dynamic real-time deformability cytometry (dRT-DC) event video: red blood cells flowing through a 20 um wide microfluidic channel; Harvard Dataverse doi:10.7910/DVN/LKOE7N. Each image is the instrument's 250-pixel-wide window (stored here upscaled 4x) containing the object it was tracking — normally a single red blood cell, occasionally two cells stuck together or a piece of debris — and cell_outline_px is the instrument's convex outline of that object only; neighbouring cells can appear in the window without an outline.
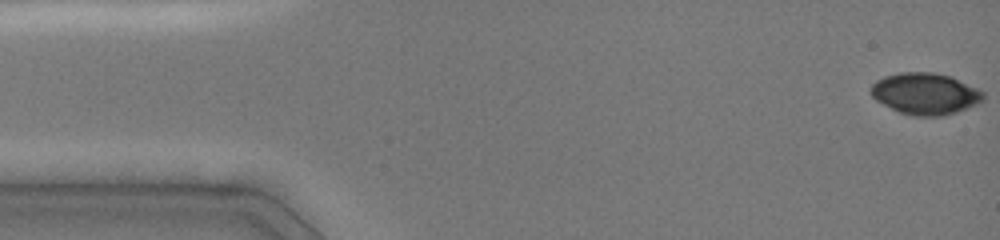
{"species": "common noctule bat (a hibernating species)", "species_latin": "Nyctalus noctula", "temperature_condition": "cold", "stored_images_in_passage": 13, "camera_frame_rate_fps": 3000, "um_per_image_px": 0.085, "animal": {"sex": "female", "body_mass_g": 19.0, "forearm_length_mm": 51.5}, "frame": {"image": 1, "passage_image": 1, "time_ms": 0.0, "image_size_px": [1000, 240], "cell_outline_px": [[984, 100], [976, 104], [956, 112], [944, 116], [912, 116], [900, 112], [876, 100], [868, 92], [868, 88], [876, 80], [884, 76], [900, 72], [932, 72], [952, 76], [984, 92]], "centroid_in_image_um": [78.62, 7.95], "position_along_channel_um": 6.4, "area_um2": 27.34}}
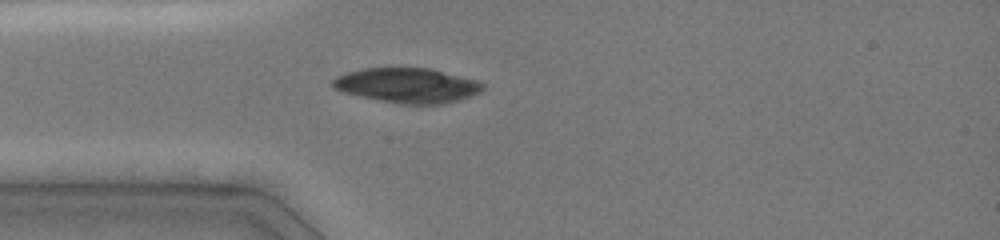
{"frame": {"image": 2, "passage_image": 9, "time_ms": 4.0, "image_size_px": [1000, 240], "cell_outline_px": [[484, 88], [480, 92], [472, 96], [444, 104], [400, 104], [360, 96], [344, 92], [332, 88], [332, 80], [336, 76], [348, 72], [364, 68], [432, 68], [476, 80], [484, 84]], "centroid_in_image_um": [34.64, 7.26], "position_along_channel_um": 50.4, "area_um2": 30.46}}